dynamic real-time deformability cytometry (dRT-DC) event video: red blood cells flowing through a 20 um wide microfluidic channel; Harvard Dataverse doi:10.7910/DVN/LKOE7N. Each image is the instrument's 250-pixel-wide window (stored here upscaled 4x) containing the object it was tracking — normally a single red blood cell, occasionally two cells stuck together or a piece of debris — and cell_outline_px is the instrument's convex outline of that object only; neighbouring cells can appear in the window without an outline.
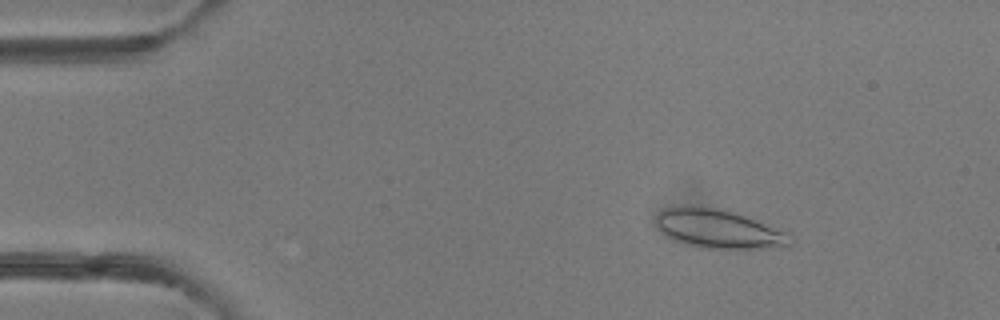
{"species": "common noctule bat (a hibernating species)", "species_latin": "Nyctalus noctula", "temperature_condition": "room temperature", "stored_images_in_passage": 49, "camera_frame_rate_fps": 3000, "um_per_image_px": 0.085, "animal": {"sex": "female"}, "frame": {"image": 1, "passage_image": 7, "time_ms": 2.0, "image_size_px": [1000, 320], "cell_outline_px": [[792, 244], [768, 248], [700, 248], [676, 240], [668, 236], [656, 228], [656, 216], [664, 208], [680, 204], [696, 204], [720, 208], [760, 220], [788, 232], [792, 240]], "centroid_in_image_um": [61.05, 19.41], "position_along_channel_um": 23.9, "area_um2": 30.92}}
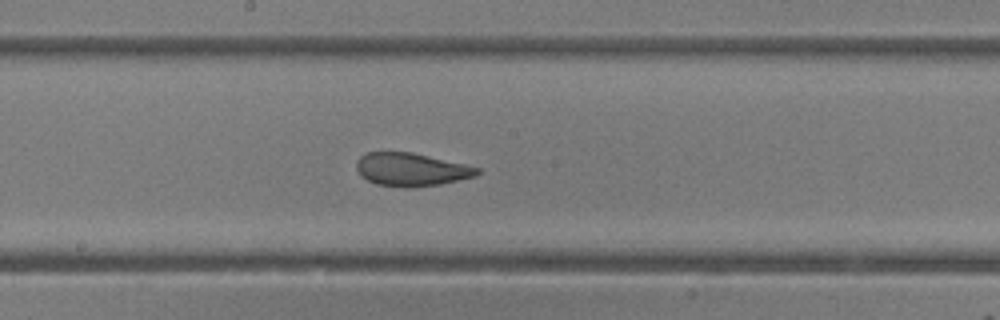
{"frame": {"image": 2, "passage_image": 26, "time_ms": 8.333, "image_size_px": [1000, 320], "cell_outline_px": [[480, 172], [476, 176], [440, 184], [408, 188], [404, 188], [376, 184], [360, 176], [356, 168], [356, 160], [360, 156], [368, 152], [412, 152], [464, 164], [480, 168]], "centroid_in_image_um": [34.92, 14.41], "position_along_channel_um": 213.3, "area_um2": 23.35}}
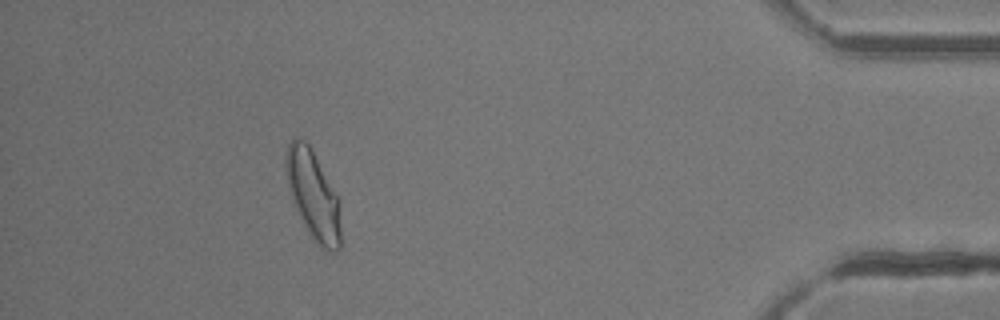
{"frame": {"image": 3, "passage_image": 44, "time_ms": 14.333, "image_size_px": [1000, 320], "cell_outline_px": [[340, 248], [336, 252], [328, 252], [308, 232], [292, 200], [288, 188], [284, 164], [284, 160], [288, 144], [292, 136], [296, 136], [304, 140], [308, 144], [340, 200]], "centroid_in_image_um": [26.6, 16.54], "position_along_channel_um": 408.6, "area_um2": 28.21}, "authors_computed_cell_mechanics": {"area_um2": 26.5302, "velocity_mm_per_s": 4.1978, "shape_relaxation_time_tau1_ms": 4.5076, "shape_relaxation_time_tau2_ms": 0.7252, "deformation_change_tau1": 0.1196, "deformation_change_tau2": 0.0531}}